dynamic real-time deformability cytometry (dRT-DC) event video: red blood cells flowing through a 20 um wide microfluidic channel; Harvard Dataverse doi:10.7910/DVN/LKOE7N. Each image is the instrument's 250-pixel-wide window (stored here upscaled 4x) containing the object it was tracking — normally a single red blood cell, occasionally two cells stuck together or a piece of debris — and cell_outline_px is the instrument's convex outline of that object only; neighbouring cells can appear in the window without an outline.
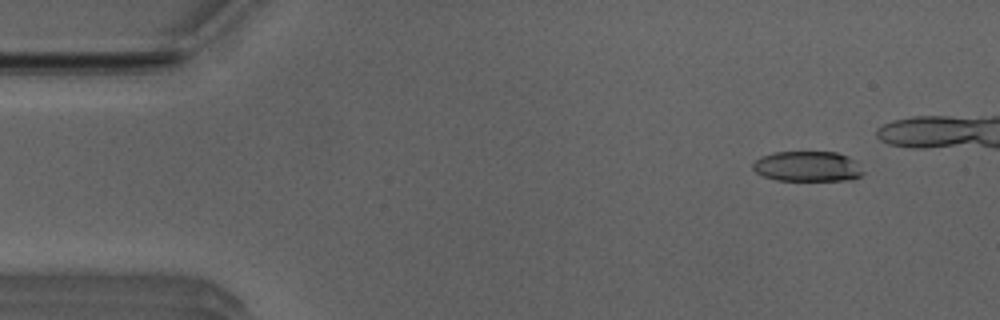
{"species": "Egyptian fruit bat (a non-hibernating species)", "species_latin": "Rousettus aegyptiacus", "temperature_condition": "room temperature", "stored_images_in_passage": 16, "camera_frame_rate_fps": 3000, "um_per_image_px": 0.085, "animal": {"sex": "male"}, "frame": {"image": 1, "passage_image": 5, "time_ms": 1.333, "image_size_px": [1000, 320], "cell_outline_px": [[864, 172], [860, 176], [852, 180], [776, 180], [764, 176], [756, 172], [752, 168], [752, 164], [760, 156], [772, 152], [836, 152], [848, 156], [856, 160]], "centroid_in_image_um": [68.65, 14.14], "position_along_channel_um": 16.4, "area_um2": 19.59}}